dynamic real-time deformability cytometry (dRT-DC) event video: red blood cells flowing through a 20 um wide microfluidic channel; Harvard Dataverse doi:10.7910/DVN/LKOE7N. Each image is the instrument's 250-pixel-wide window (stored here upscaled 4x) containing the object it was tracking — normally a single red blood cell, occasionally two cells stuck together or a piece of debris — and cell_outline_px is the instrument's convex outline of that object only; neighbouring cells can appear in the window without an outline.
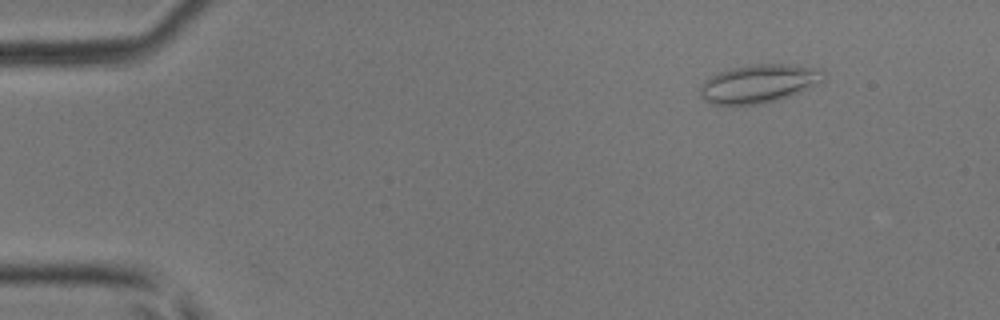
{"species": "common noctule bat (a hibernating species)", "species_latin": "Nyctalus noctula", "temperature_condition": "room temperature", "stored_images_in_passage": 48, "camera_frame_rate_fps": 3000, "um_per_image_px": 0.085, "animal": {"sex": "male", "body_mass_g": 17.9, "forearm_length_mm": 54.2}, "frame": {"image": 1, "passage_image": 6, "time_ms": 1.667, "image_size_px": [1000, 320], "cell_outline_px": [[824, 80], [792, 96], [760, 104], [712, 104], [704, 100], [700, 96], [700, 84], [704, 80], [720, 72], [732, 68], [752, 64], [784, 64], [820, 68], [824, 72]], "centroid_in_image_um": [64.5, 7.1], "position_along_channel_um": 20.5, "area_um2": 27.51}}
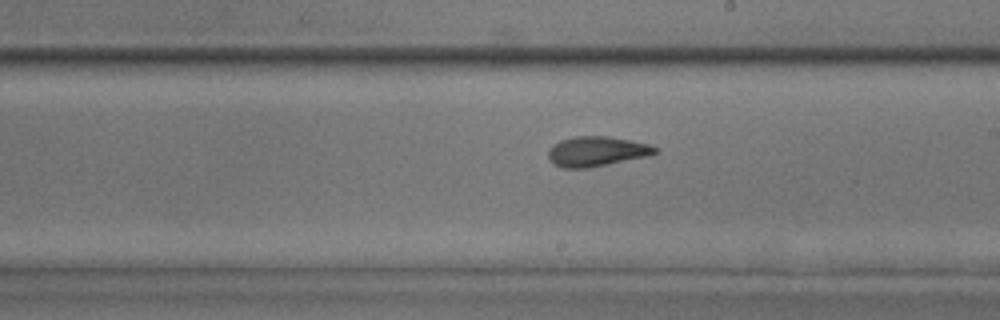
{"frame": {"image": 2, "passage_image": 28, "time_ms": 9.0, "image_size_px": [1000, 320], "cell_outline_px": [[660, 148], [656, 152], [648, 156], [588, 168], [564, 168], [552, 164], [548, 156], [548, 152], [552, 144], [560, 140], [576, 136], [608, 136], [648, 144]], "centroid_in_image_um": [50.69, 12.87], "position_along_channel_um": 238.3, "area_um2": 18.61}}
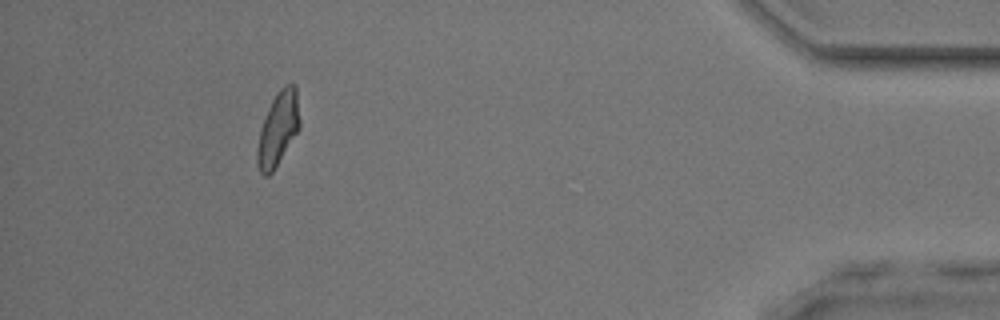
{"frame": {"image": 3, "passage_image": 44, "time_ms": 14.333, "image_size_px": [1000, 320], "cell_outline_px": [[300, 128], [272, 172], [268, 176], [264, 176], [260, 172], [256, 164], [256, 148], [260, 128], [268, 108], [276, 92], [284, 84], [296, 84], [300, 120]], "centroid_in_image_um": [23.62, 10.94], "position_along_channel_um": 411.6, "area_um2": 18.44}}